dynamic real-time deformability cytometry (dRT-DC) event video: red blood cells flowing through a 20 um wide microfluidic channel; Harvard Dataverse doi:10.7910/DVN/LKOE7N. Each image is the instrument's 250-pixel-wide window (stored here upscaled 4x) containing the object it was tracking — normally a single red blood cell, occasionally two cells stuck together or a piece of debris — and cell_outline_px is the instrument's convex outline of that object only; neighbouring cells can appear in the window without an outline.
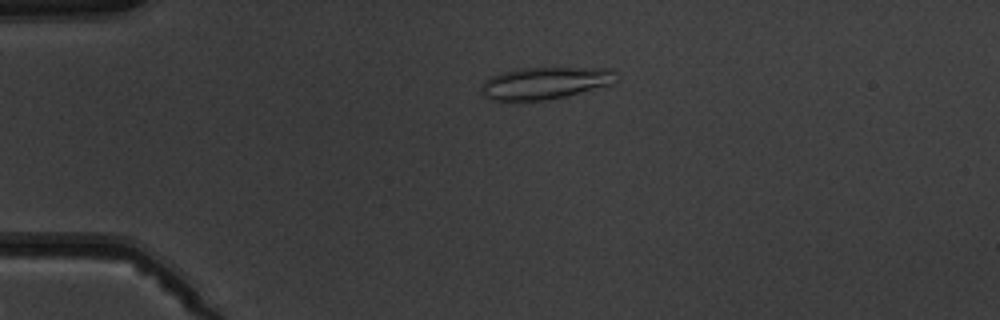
{"species": "common noctule bat (a hibernating species)", "species_latin": "Nyctalus noctula", "temperature_condition": "warm", "stored_images_in_passage": 5, "camera_frame_rate_fps": 3000, "um_per_image_px": 0.085, "animal": {"sex": "male", "body_mass_g": 19.5, "forearm_length_mm": 54.6}, "frame": {"image": 1, "passage_image": 4, "time_ms": 3.333, "image_size_px": [1000, 320], "cell_outline_px": [[616, 72], [612, 84], [564, 96], [544, 100], [492, 100], [484, 96], [480, 92], [480, 88], [484, 80], [488, 76], [500, 72], [520, 68], [612, 68]], "centroid_in_image_um": [46.25, 7.04], "position_along_channel_um": 38.7, "area_um2": 25.14}}